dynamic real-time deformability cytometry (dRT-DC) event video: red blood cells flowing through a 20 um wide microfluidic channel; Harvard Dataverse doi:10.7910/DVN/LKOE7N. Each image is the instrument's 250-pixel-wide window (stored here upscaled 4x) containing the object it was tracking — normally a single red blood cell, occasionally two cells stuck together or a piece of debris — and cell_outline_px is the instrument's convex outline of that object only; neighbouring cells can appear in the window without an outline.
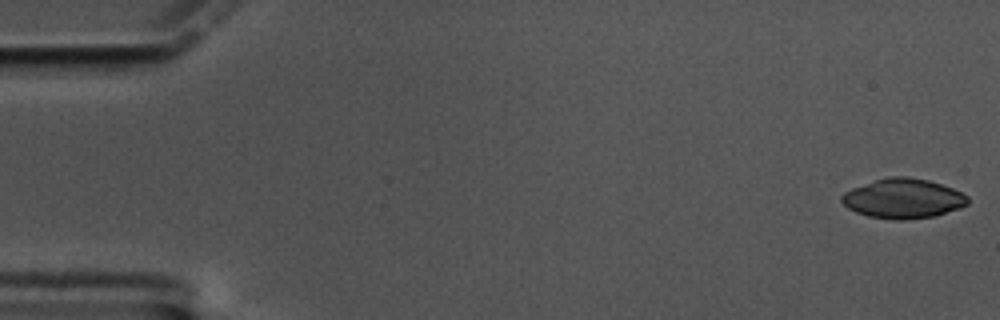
{"species": "common noctule bat (a hibernating species)", "species_latin": "Nyctalus noctula", "temperature_condition": "cold", "stored_images_in_passage": 13, "camera_frame_rate_fps": 3000, "um_per_image_px": 0.085, "animal": {"sex": "male", "body_mass_g": 17.5, "forearm_length_mm": 52.3}, "frame": {"image": 1, "passage_image": 1, "time_ms": 0.0, "image_size_px": [1000, 320], "cell_outline_px": [[968, 204], [960, 208], [936, 216], [900, 220], [892, 220], [868, 216], [856, 212], [848, 208], [840, 200], [840, 196], [844, 192], [852, 188], [888, 176], [908, 176], [928, 180], [952, 188], [968, 196]], "centroid_in_image_um": [76.76, 16.88], "position_along_channel_um": 8.2, "area_um2": 29.19}}